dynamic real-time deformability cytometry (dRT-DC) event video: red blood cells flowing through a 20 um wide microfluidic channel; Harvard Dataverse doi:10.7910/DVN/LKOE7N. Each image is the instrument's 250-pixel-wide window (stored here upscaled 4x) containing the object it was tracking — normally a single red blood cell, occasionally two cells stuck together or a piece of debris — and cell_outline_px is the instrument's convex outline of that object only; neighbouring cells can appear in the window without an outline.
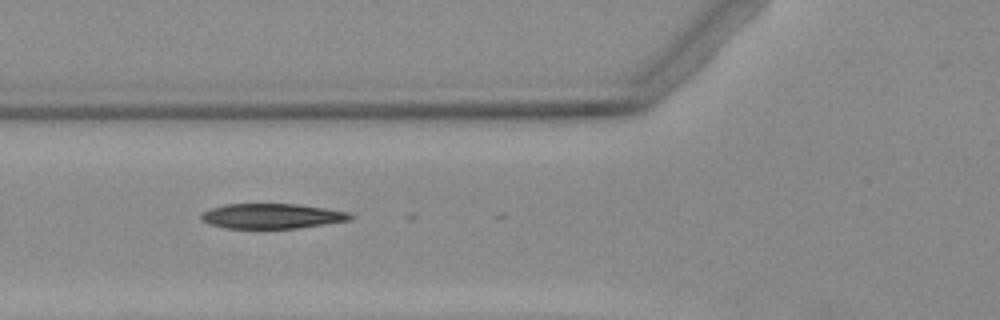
{"species": "Egyptian fruit bat (a non-hibernating species)", "species_latin": "Rousettus aegyptiacus", "temperature_condition": "warm", "stored_images_in_passage": 7, "camera_frame_rate_fps": 3000, "um_per_image_px": 0.085, "animal": {"sex": "female"}, "frame": {"image": 1, "passage_image": 4, "time_ms": 4.667, "image_size_px": [1000, 320], "cell_outline_px": [[352, 220], [296, 228], [224, 228], [208, 224], [200, 220], [200, 212], [224, 204], [300, 204], [348, 212], [352, 216]], "centroid_in_image_um": [23.05, 18.36], "position_along_channel_um": 102.8, "area_um2": 21.79}}
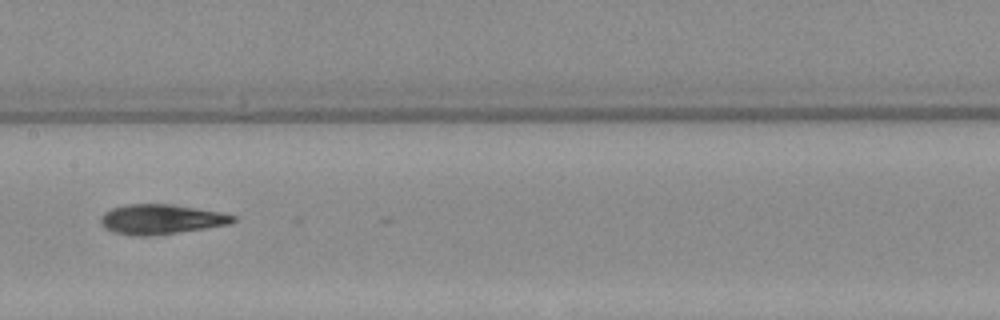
{"frame": {"image": 2, "passage_image": 6, "time_ms": 7.0, "image_size_px": [1000, 320], "cell_outline_px": [[236, 220], [228, 224], [204, 228], [148, 236], [132, 236], [116, 232], [104, 228], [100, 224], [100, 216], [104, 212], [112, 208], [128, 204], [172, 204], [220, 212], [236, 216]], "centroid_in_image_um": [13.64, 18.63], "position_along_channel_um": 193.8, "area_um2": 22.83}}
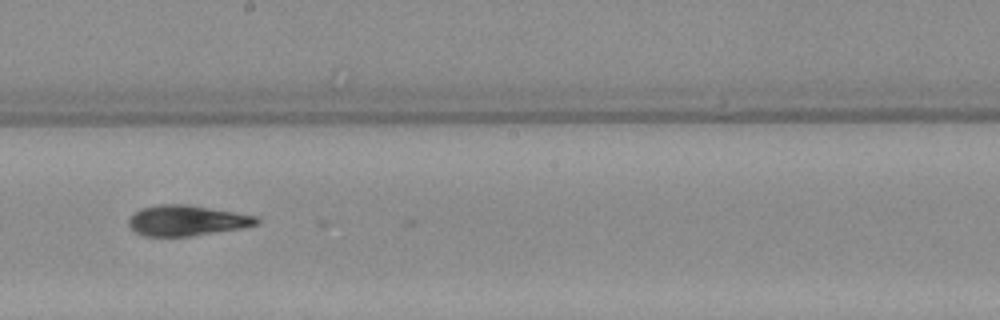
{"frame": {"image": 3, "passage_image": 7, "time_ms": 8.0, "image_size_px": [1000, 320], "cell_outline_px": [[260, 224], [240, 228], [188, 236], [144, 236], [136, 232], [128, 224], [128, 220], [140, 208], [160, 204], [188, 204], [256, 216], [260, 220]], "centroid_in_image_um": [15.87, 18.74], "position_along_channel_um": 232.3, "area_um2": 22.48}}